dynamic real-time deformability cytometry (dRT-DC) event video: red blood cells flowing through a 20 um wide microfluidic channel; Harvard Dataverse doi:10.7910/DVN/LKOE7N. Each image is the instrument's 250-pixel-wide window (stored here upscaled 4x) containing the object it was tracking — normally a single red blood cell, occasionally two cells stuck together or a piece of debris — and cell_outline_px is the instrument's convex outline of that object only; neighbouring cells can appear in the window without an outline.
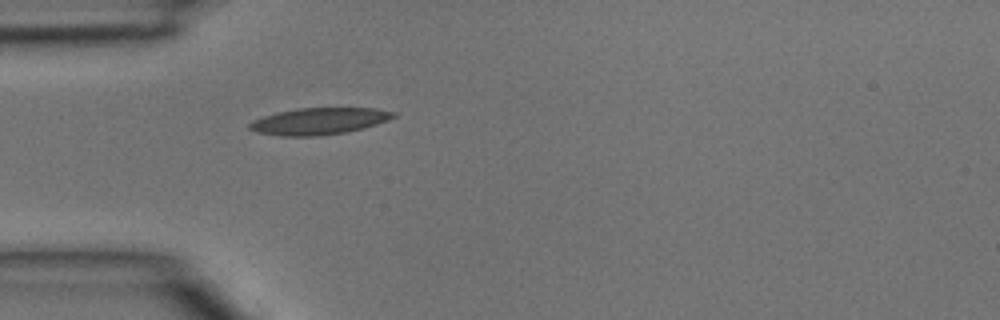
{"species": "common noctule bat (a hibernating species)", "species_latin": "Nyctalus noctula", "temperature_condition": "room temperature", "stored_images_in_passage": 4, "camera_frame_rate_fps": 3000, "um_per_image_px": 0.085, "animal": {"sex": "male", "body_mass_g": 15.6}, "frame": {"image": 1, "passage_image": 4, "time_ms": 1.0, "image_size_px": [1000, 320], "cell_outline_px": [[396, 116], [388, 120], [364, 128], [344, 132], [316, 136], [284, 136], [260, 132], [248, 128], [248, 124], [252, 120], [276, 112], [300, 108], [376, 108], [396, 112]], "centroid_in_image_um": [27.14, 10.29], "position_along_channel_um": 57.9, "area_um2": 22.25}}